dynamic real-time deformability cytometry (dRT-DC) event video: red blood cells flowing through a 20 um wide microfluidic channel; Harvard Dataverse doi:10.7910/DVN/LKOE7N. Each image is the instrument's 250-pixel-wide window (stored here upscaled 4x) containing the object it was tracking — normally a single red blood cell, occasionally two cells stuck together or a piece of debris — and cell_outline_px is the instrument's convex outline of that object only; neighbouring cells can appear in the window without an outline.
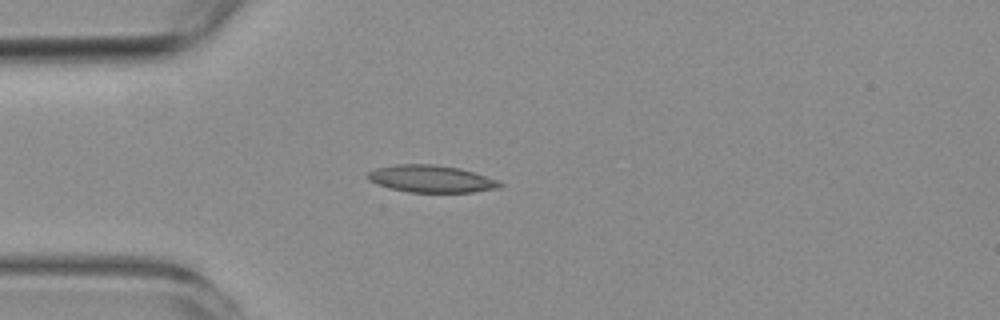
{"species": "common noctule bat (a hibernating species)", "species_latin": "Nyctalus noctula", "temperature_condition": "room temperature", "stored_images_in_passage": 41, "camera_frame_rate_fps": 3000, "um_per_image_px": 0.085, "animal": {"sex": "female", "body_mass_g": 19.3, "forearm_length_mm": 54.1}, "frame": {"image": 1, "passage_image": 1, "time_ms": 0.0, "image_size_px": [1000, 320], "cell_outline_px": [[504, 184], [500, 188], [472, 192], [408, 192], [388, 188], [376, 184], [368, 180], [364, 176], [368, 172], [376, 168], [396, 164], [432, 164], [460, 168], [496, 180]], "centroid_in_image_um": [36.58, 15.2], "position_along_channel_um": 48.4, "area_um2": 20.98}}
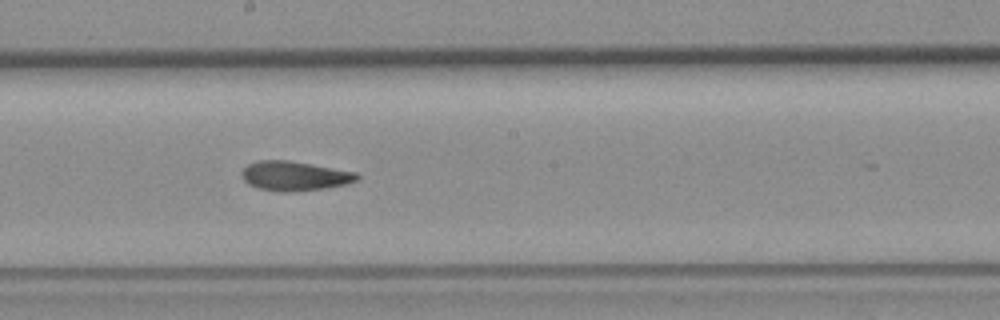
{"frame": {"image": 2, "passage_image": 16, "time_ms": 5.0, "image_size_px": [1000, 320], "cell_outline_px": [[360, 176], [356, 180], [348, 184], [328, 188], [292, 192], [276, 192], [256, 188], [248, 184], [244, 180], [240, 172], [248, 164], [260, 160], [288, 160], [356, 172]], "centroid_in_image_um": [25.02, 14.97], "position_along_channel_um": 223.2, "area_um2": 20.0}}
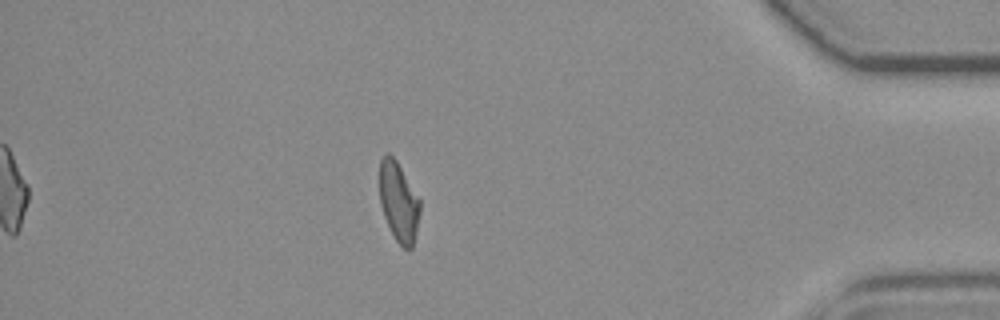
{"frame": {"image": 3, "passage_image": 34, "time_ms": 11.0, "image_size_px": [1000, 320], "cell_outline_px": [[420, 212], [416, 232], [412, 248], [404, 248], [396, 240], [384, 216], [380, 204], [380, 160], [388, 152], [396, 160], [420, 200]], "centroid_in_image_um": [33.89, 17.15], "position_along_channel_um": 401.3, "area_um2": 18.38}, "authors_computed_cell_mechanics": {"area_um2": 19.5364, "velocity_mm_per_s": 3.7316, "shape_relaxation_time_tau1_ms": 5.9019, "shape_relaxation_time_tau2_ms": 2.4358, "deformation_change_tau1": 0.1795, "deformation_change_tau2": 0.1005}}